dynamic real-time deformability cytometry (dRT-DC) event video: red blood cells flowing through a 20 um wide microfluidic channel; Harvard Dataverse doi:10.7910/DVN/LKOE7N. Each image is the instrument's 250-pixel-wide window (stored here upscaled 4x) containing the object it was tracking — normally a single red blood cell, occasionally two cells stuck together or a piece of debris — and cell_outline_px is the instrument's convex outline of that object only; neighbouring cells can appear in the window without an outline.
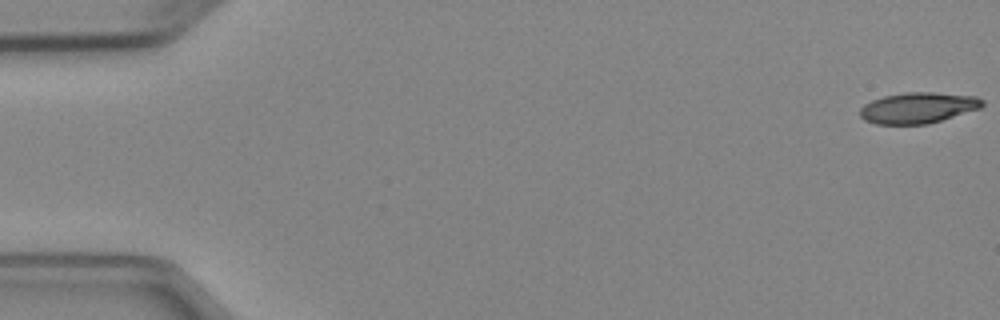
{"species": "Egyptian fruit bat (a non-hibernating species)", "species_latin": "Rousettus aegyptiacus", "temperature_condition": "cold", "stored_images_in_passage": 5, "camera_frame_rate_fps": 3000, "um_per_image_px": 0.085, "animal": {"sex": "female"}, "frame": {"image": 1, "passage_image": 1, "time_ms": 0.0, "image_size_px": [1000, 320], "cell_outline_px": [[984, 104], [980, 108], [928, 124], [876, 124], [864, 120], [860, 116], [860, 108], [864, 104], [872, 100], [884, 96], [904, 92], [932, 92], [976, 96], [984, 100]], "centroid_in_image_um": [78.02, 9.16], "position_along_channel_um": 7.0, "area_um2": 22.02}}
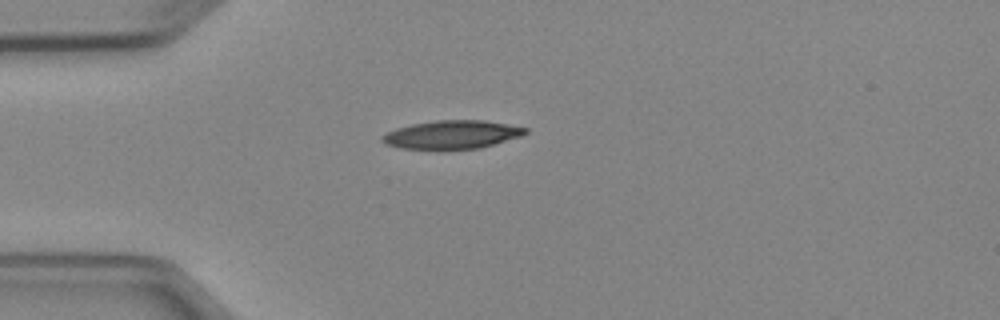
{"frame": {"image": 2, "passage_image": 4, "time_ms": 4.333, "image_size_px": [1000, 320], "cell_outline_px": [[528, 132], [520, 136], [480, 148], [444, 152], [436, 152], [400, 148], [384, 144], [380, 140], [380, 136], [396, 128], [412, 124], [436, 120], [484, 120], [528, 128]], "centroid_in_image_um": [38.33, 11.49], "position_along_channel_um": 46.7, "area_um2": 24.57}}